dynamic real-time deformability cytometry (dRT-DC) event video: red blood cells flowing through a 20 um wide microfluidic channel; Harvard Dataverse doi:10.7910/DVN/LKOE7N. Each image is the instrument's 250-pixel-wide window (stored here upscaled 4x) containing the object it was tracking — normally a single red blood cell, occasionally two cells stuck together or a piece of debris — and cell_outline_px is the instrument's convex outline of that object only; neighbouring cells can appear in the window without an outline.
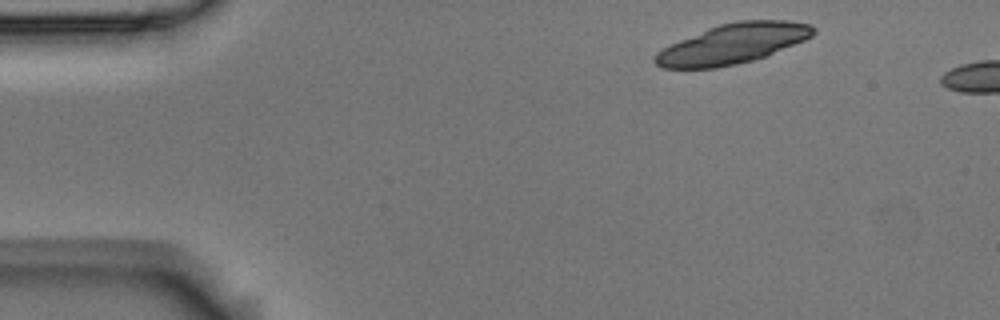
{"species": "Egyptian fruit bat (a non-hibernating species)", "species_latin": "Rousettus aegyptiacus", "temperature_condition": "room temperature", "stored_images_in_passage": 4, "camera_frame_rate_fps": 3000, "um_per_image_px": 0.085, "animal": {"sex": "male"}, "frame": {"image": 1, "passage_image": 1, "time_ms": 0.0, "image_size_px": [1000, 320], "cell_outline_px": [[816, 32], [812, 36], [804, 40], [764, 56], [752, 60], [736, 64], [716, 68], [660, 68], [652, 60], [656, 52], [680, 40], [708, 28], [720, 24], [736, 20], [788, 20], [812, 24], [816, 28]], "centroid_in_image_um": [62.29, 3.71], "position_along_channel_um": 22.7, "area_um2": 36.65}}